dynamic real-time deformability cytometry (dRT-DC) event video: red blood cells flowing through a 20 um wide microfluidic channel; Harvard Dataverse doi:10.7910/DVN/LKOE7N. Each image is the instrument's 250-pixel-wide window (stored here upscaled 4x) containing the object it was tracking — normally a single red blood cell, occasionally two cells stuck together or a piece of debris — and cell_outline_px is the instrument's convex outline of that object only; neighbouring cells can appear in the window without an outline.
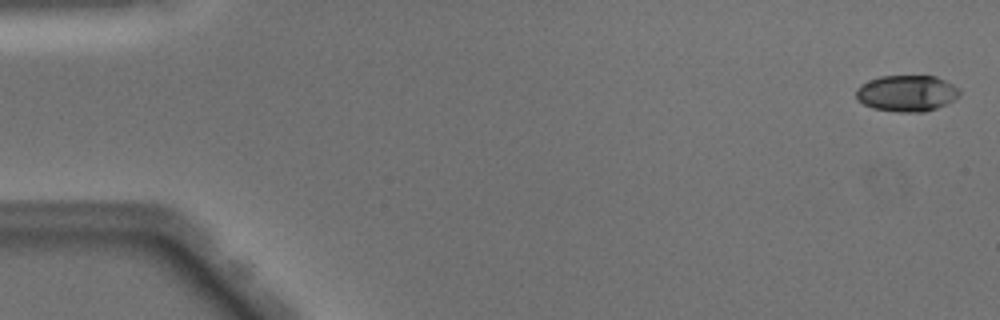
{"species": "Egyptian fruit bat (a non-hibernating species)", "species_latin": "Rousettus aegyptiacus", "temperature_condition": "warm", "stored_images_in_passage": 51, "camera_frame_rate_fps": 3000, "um_per_image_px": 0.085, "animal": {"sex": "male"}, "frame": {"image": 1, "passage_image": 2, "time_ms": 0.333, "image_size_px": [1000, 320], "cell_outline_px": [[960, 96], [936, 108], [924, 112], [896, 112], [872, 108], [856, 100], [856, 88], [860, 84], [868, 80], [880, 76], [936, 76], [960, 88]], "centroid_in_image_um": [77.04, 7.93], "position_along_channel_um": 8.0, "area_um2": 22.02}}
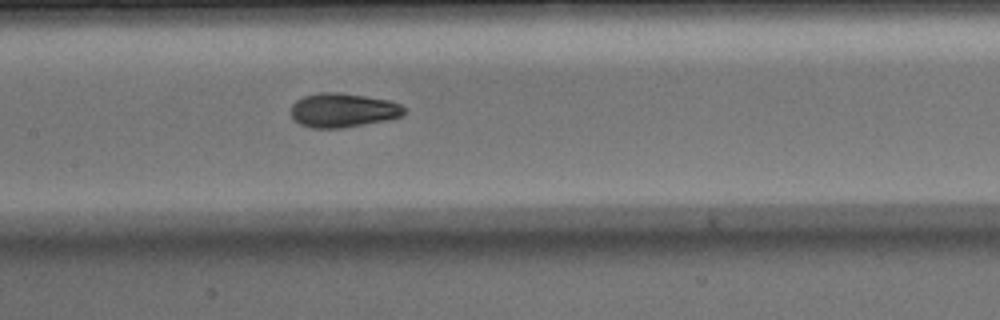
{"frame": {"image": 2, "passage_image": 25, "time_ms": 8.0, "image_size_px": [1000, 320], "cell_outline_px": [[408, 112], [400, 116], [384, 120], [364, 124], [340, 128], [312, 128], [300, 124], [292, 120], [288, 112], [292, 104], [296, 100], [304, 96], [320, 92], [340, 92], [388, 100], [400, 104], [408, 108]], "centroid_in_image_um": [29.1, 9.36], "position_along_channel_um": 178.3, "area_um2": 22.77}}
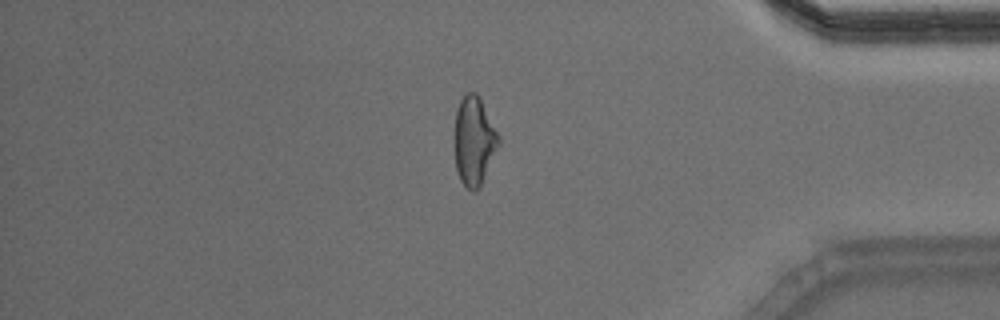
{"frame": {"image": 3, "passage_image": 43, "time_ms": 14.0, "image_size_px": [1000, 320], "cell_outline_px": [[500, 144], [476, 192], [472, 192], [460, 180], [456, 168], [456, 112], [460, 100], [468, 92], [476, 92], [480, 96], [500, 136]], "centroid_in_image_um": [40.33, 11.94], "position_along_channel_um": 394.9, "area_um2": 22.43}, "authors_computed_cell_mechanics": {"area_um2": 22.3686, "velocity_mm_per_s": 4.0622, "shape_relaxation_time_tau1_ms": 4.4989, "shape_relaxation_time_tau2_ms": 1.4635, "deformation_change_tau1": 0.1722, "deformation_change_tau2": 0.0662}}